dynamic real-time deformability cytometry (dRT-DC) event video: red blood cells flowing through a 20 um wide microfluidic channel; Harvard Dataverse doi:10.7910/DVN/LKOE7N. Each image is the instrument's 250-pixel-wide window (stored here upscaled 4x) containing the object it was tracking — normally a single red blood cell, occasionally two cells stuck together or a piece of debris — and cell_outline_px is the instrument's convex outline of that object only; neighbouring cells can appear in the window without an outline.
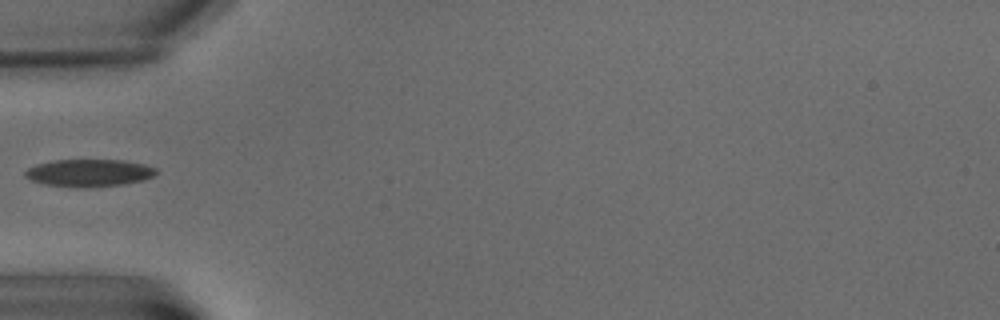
{"species": "common noctule bat (a hibernating species)", "species_latin": "Nyctalus noctula", "temperature_condition": "warm", "stored_images_in_passage": 8, "camera_frame_rate_fps": 3000, "um_per_image_px": 0.085, "animal": {"sex": "male", "body_mass_g": 15.6}, "frame": {"image": 1, "passage_image": 7, "time_ms": 8.0, "image_size_px": [1000, 320], "cell_outline_px": [[160, 172], [156, 176], [144, 180], [124, 184], [76, 188], [44, 184], [32, 180], [24, 176], [24, 172], [28, 168], [36, 164], [52, 160], [124, 160], [144, 164], [156, 168]], "centroid_in_image_um": [7.6, 14.69], "position_along_channel_um": 77.4, "area_um2": 21.15}}